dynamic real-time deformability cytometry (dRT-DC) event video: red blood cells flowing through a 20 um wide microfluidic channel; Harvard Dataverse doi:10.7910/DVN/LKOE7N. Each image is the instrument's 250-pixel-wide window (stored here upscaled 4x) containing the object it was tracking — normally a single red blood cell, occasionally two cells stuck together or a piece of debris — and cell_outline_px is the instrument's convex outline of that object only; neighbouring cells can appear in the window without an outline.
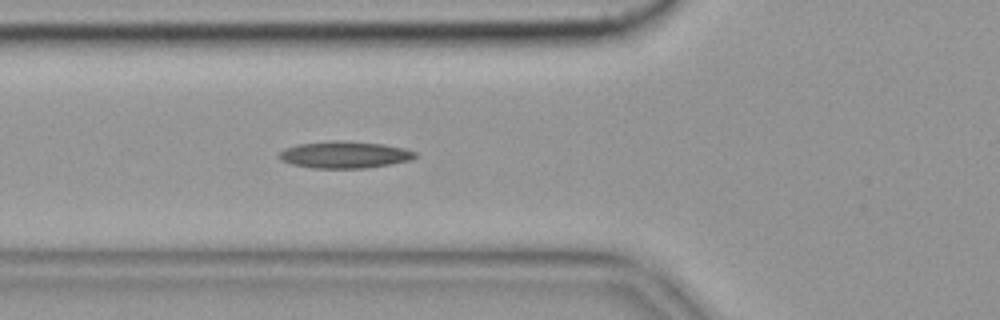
{"species": "common noctule bat (a hibernating species)", "species_latin": "Nyctalus noctula", "temperature_condition": "cold", "stored_images_in_passage": 43, "camera_frame_rate_fps": 3000, "um_per_image_px": 0.085, "animal": {"sex": "female", "body_mass_g": 19.9}, "frame": {"image": 1, "passage_image": 7, "time_ms": 2.0, "image_size_px": [1000, 320], "cell_outline_px": [[416, 156], [412, 160], [364, 168], [312, 168], [292, 164], [280, 160], [280, 152], [284, 148], [296, 144], [336, 140], [384, 144], [404, 148], [416, 152]], "centroid_in_image_um": [29.28, 13.15], "position_along_channel_um": 96.5, "area_um2": 21.21}, "authors_computed_cell_mechanics": {"area_um2": 19.9988, "velocity_mm_per_s": 3.5244, "shape_relaxation_time_tau1_ms": null, "shape_relaxation_time_tau2_ms": 6.5572, "deformation_change_tau1": null, "deformation_change_tau2": 0.1599}}